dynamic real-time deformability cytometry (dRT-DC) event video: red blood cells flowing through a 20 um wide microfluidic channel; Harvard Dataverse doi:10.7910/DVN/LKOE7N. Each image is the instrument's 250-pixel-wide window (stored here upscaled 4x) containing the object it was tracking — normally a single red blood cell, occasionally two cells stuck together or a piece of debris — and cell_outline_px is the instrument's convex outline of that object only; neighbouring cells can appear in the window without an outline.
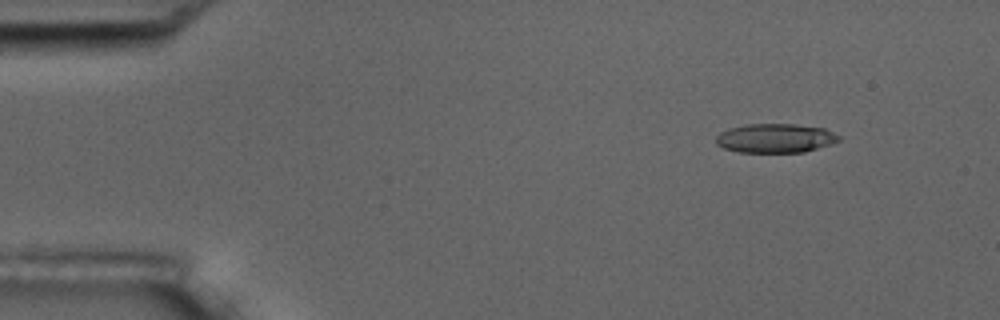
{"species": "common noctule bat (a hibernating species)", "species_latin": "Nyctalus noctula", "temperature_condition": "room temperature", "stored_images_in_passage": 4, "camera_frame_rate_fps": 3000, "um_per_image_px": 0.085, "animal": {"sex": "male", "body_mass_g": 17.5, "forearm_length_mm": 52.3}, "frame": {"image": 1, "passage_image": 1, "time_ms": 0.0, "image_size_px": [1000, 320], "cell_outline_px": [[840, 140], [832, 144], [804, 152], [740, 152], [724, 148], [716, 144], [716, 136], [720, 132], [728, 128], [748, 124], [796, 124], [824, 128], [840, 136]], "centroid_in_image_um": [65.9, 11.74], "position_along_channel_um": 19.1, "area_um2": 20.87}}
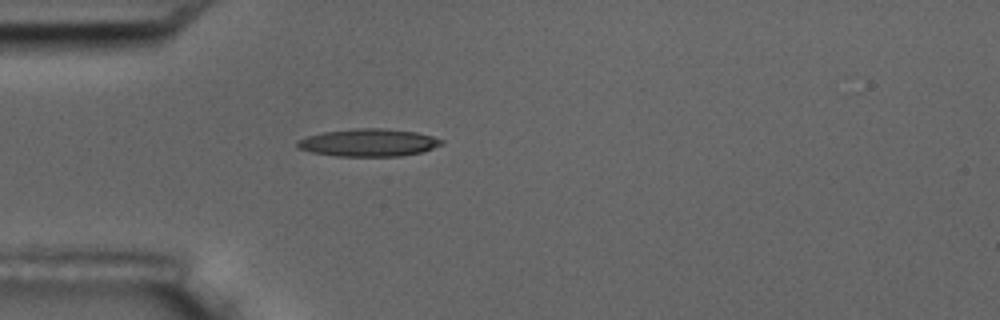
{"frame": {"image": 2, "passage_image": 4, "time_ms": 3.333, "image_size_px": [1000, 320], "cell_outline_px": [[444, 144], [420, 152], [400, 156], [336, 156], [312, 152], [296, 148], [296, 140], [308, 136], [324, 132], [356, 128], [380, 128], [416, 132], [432, 136], [444, 140]], "centroid_in_image_um": [31.31, 12.12], "position_along_channel_um": 53.7, "area_um2": 23.12}}